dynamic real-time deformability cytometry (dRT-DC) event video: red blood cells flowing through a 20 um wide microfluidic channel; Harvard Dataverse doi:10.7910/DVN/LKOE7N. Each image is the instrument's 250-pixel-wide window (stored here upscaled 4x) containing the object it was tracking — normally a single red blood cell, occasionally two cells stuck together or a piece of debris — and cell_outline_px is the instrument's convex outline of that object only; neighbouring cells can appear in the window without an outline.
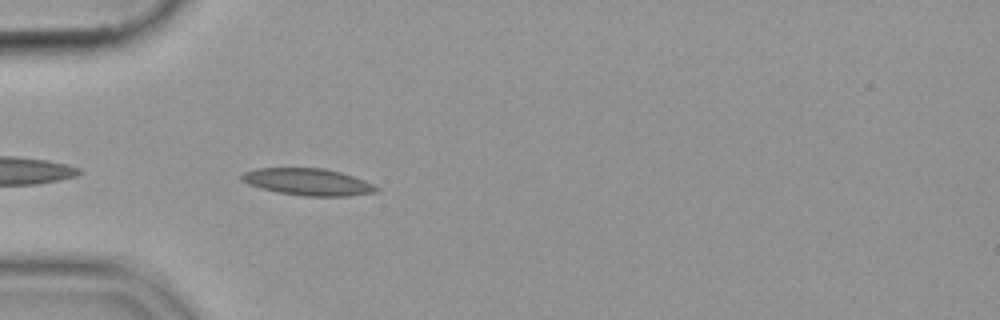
{"species": "common noctule bat (a hibernating species)", "species_latin": "Nyctalus noctula", "temperature_condition": "cold", "stored_images_in_passage": 40, "camera_frame_rate_fps": 3000, "um_per_image_px": 0.085, "animal": {"sex": "female", "body_mass_g": 19.9}, "frame": {"image": 1, "passage_image": 2, "time_ms": 0.333, "image_size_px": [1000, 320], "cell_outline_px": [[380, 188], [376, 192], [348, 196], [304, 196], [276, 192], [260, 188], [248, 184], [240, 180], [240, 176], [244, 172], [256, 168], [324, 168], [340, 172], [364, 180]], "centroid_in_image_um": [26.14, 15.46], "position_along_channel_um": 58.9, "area_um2": 21.15}}
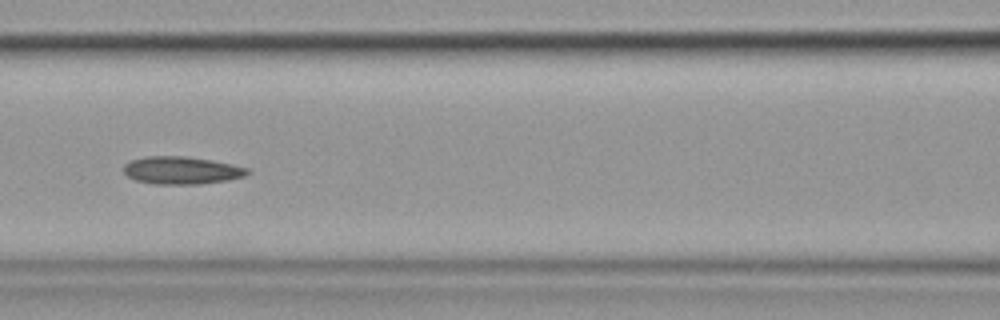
{"frame": {"image": 2, "passage_image": 10, "time_ms": 3.0, "image_size_px": [1000, 320], "cell_outline_px": [[252, 172], [244, 176], [228, 180], [200, 184], [152, 184], [136, 180], [128, 176], [124, 172], [124, 164], [128, 160], [144, 156], [184, 156], [212, 160], [232, 164], [248, 168]], "centroid_in_image_um": [15.42, 14.47], "position_along_channel_um": 151.2, "area_um2": 20.11}}
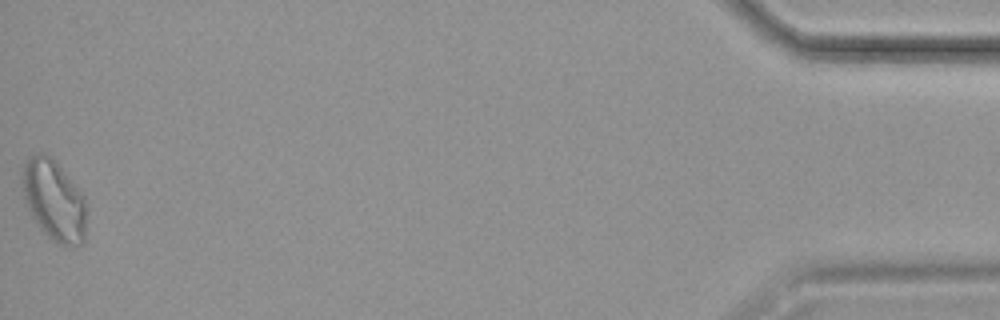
{"frame": {"image": 3, "passage_image": 40, "time_ms": 13.0, "image_size_px": [1000, 320], "cell_outline_px": [[88, 208], [84, 244], [56, 244], [40, 228], [32, 216], [24, 200], [20, 180], [20, 172], [24, 160], [40, 152], [56, 160], [84, 196]], "centroid_in_image_um": [4.58, 17.0], "position_along_channel_um": 430.6, "area_um2": 30.81}}